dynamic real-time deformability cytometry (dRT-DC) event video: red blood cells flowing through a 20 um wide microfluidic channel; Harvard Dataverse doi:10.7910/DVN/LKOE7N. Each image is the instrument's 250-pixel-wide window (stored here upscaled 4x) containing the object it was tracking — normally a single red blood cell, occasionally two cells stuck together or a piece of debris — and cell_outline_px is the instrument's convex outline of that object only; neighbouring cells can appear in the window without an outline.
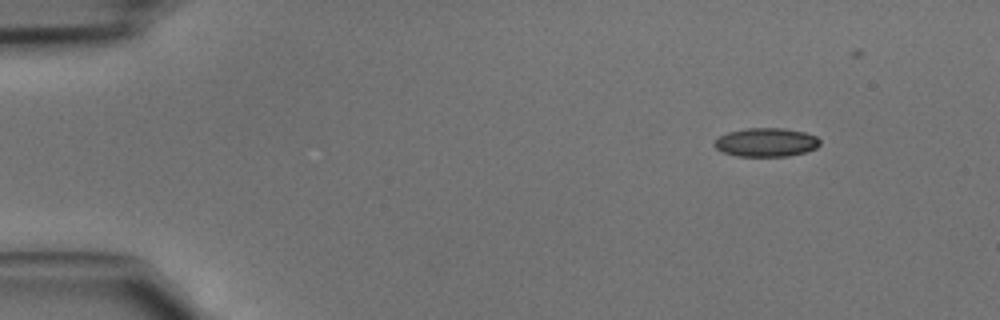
{"species": "common noctule bat (a hibernating species)", "species_latin": "Nyctalus noctula", "temperature_condition": "cold", "stored_images_in_passage": 32, "camera_frame_rate_fps": 3000, "um_per_image_px": 0.085, "animal": {"sex": "male", "body_mass_g": 15.6}, "frame": {"image": 1, "passage_image": 1, "time_ms": 0.0, "image_size_px": [1000, 320], "cell_outline_px": [[820, 144], [816, 148], [804, 152], [788, 156], [736, 156], [724, 152], [716, 148], [712, 144], [720, 136], [728, 132], [748, 128], [784, 128], [804, 132], [816, 136], [820, 140]], "centroid_in_image_um": [65.13, 12.09], "position_along_channel_um": 19.9, "area_um2": 17.57}}
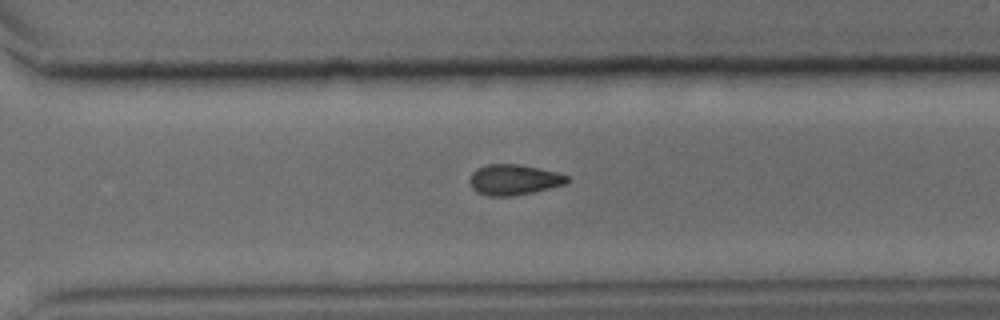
{"frame": {"image": 2, "passage_image": 28, "time_ms": 9.0, "image_size_px": [1000, 320], "cell_outline_px": [[572, 180], [564, 184], [532, 192], [512, 196], [488, 196], [476, 192], [472, 188], [468, 180], [472, 172], [476, 168], [488, 164], [520, 164], [540, 168], [556, 172], [568, 176]], "centroid_in_image_um": [43.65, 15.27], "position_along_channel_um": 327.0, "area_um2": 17.46}}
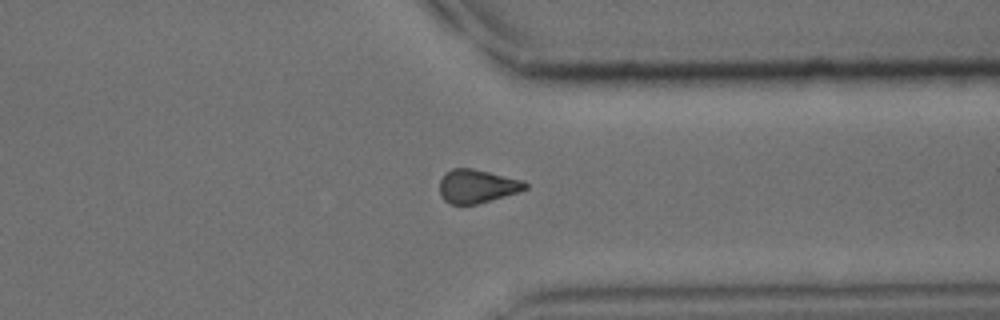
{"frame": {"image": 3, "passage_image": 31, "time_ms": 10.0, "image_size_px": [1000, 320], "cell_outline_px": [[528, 188], [520, 192], [476, 204], [448, 204], [440, 196], [440, 180], [444, 172], [452, 168], [472, 168], [524, 180], [528, 184]], "centroid_in_image_um": [40.55, 15.82], "position_along_channel_um": 370.9, "area_um2": 16.94}}